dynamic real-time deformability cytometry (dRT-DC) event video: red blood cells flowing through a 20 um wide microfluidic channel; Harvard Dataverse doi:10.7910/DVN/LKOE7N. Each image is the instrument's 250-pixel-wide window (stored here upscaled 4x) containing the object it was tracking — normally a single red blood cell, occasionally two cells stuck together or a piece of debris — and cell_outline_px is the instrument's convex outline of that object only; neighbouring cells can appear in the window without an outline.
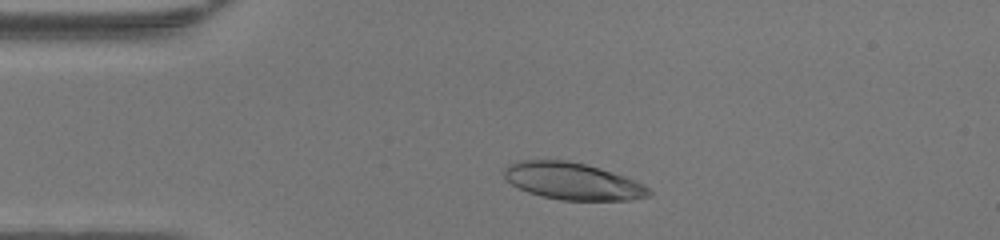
{"species": "human", "species_latin": "Homo sapiens", "temperature_condition": "warm", "stored_images_in_passage": 35, "camera_frame_rate_fps": 3000, "um_per_image_px": 0.085, "donor": {"sex": "female"}, "frame": {"image": 1, "passage_image": 6, "time_ms": 1.667, "image_size_px": [1000, 240], "cell_outline_px": [[652, 192], [648, 196], [632, 200], [560, 200], [540, 196], [528, 192], [512, 184], [504, 176], [504, 168], [508, 164], [516, 160], [568, 160], [584, 164], [612, 172], [624, 176], [644, 184]], "centroid_in_image_um": [48.65, 15.4], "position_along_channel_um": 36.3, "area_um2": 31.15}}
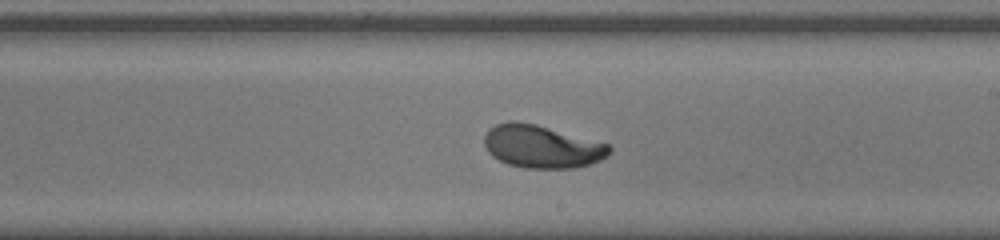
{"frame": {"image": 2, "passage_image": 23, "time_ms": 7.333, "image_size_px": [1000, 240], "cell_outline_px": [[612, 152], [608, 156], [600, 160], [588, 164], [572, 168], [524, 168], [508, 164], [492, 156], [488, 152], [484, 144], [484, 136], [488, 128], [496, 124], [508, 120], [516, 120], [536, 124], [608, 144], [612, 148]], "centroid_in_image_um": [46.02, 12.44], "position_along_channel_um": 243.0, "area_um2": 31.33}}
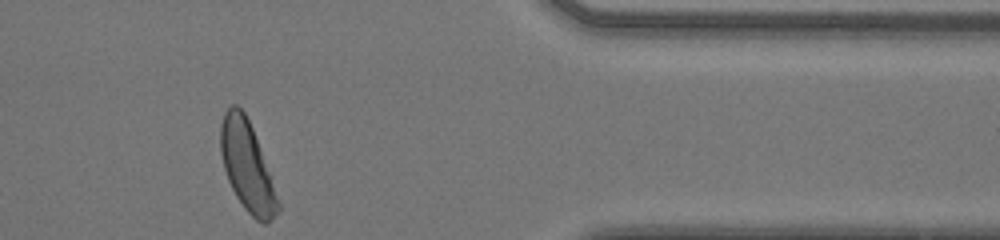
{"frame": {"image": 3, "passage_image": 35, "time_ms": 11.333, "image_size_px": [1000, 240], "cell_outline_px": [[280, 208], [272, 220], [268, 224], [264, 224], [256, 220], [244, 208], [236, 196], [228, 180], [224, 168], [220, 152], [220, 124], [224, 112], [232, 104], [236, 104], [244, 112], [252, 128], [280, 200]], "centroid_in_image_um": [21.0, 14.16], "position_along_channel_um": 390.4, "area_um2": 29.82}, "authors_computed_cell_mechanics": {"area_um2": 31.3276, "velocity_mm_per_s": 4.3073, "shape_relaxation_time_tau1_ms": 2.8436, "shape_relaxation_time_tau2_ms": 0.9279, "deformation_change_tau1": 0.1807, "deformation_change_tau2": 0.0439}}